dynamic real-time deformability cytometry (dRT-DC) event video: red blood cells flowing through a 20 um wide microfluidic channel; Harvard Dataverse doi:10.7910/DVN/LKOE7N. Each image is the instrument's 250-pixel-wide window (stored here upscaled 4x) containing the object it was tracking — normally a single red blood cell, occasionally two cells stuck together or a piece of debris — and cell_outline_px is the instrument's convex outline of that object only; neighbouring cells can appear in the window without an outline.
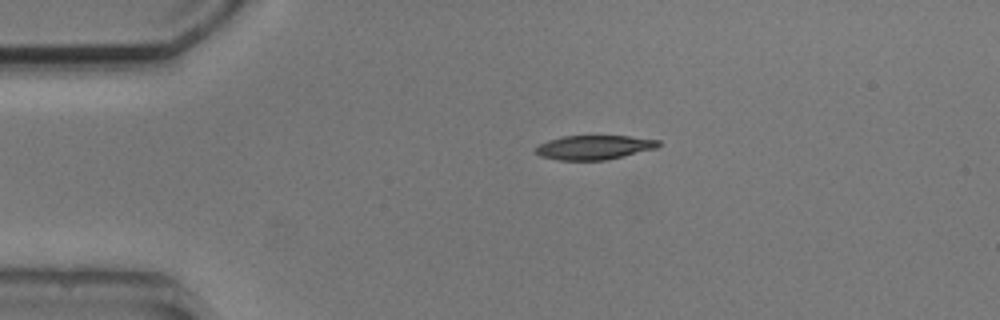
{"species": "common noctule bat (a hibernating species)", "species_latin": "Nyctalus noctula", "temperature_condition": "cold", "stored_images_in_passage": 2, "camera_frame_rate_fps": 3000, "um_per_image_px": 0.085, "animal": {"sex": "male", "body_mass_g": 20.5, "forearm_length_mm": 52.5}, "frame": {"image": 1, "passage_image": 2, "time_ms": 1.333, "image_size_px": [1000, 320], "cell_outline_px": [[660, 144], [656, 148], [624, 156], [604, 160], [560, 160], [540, 156], [536, 152], [536, 148], [540, 144], [548, 140], [564, 136], [628, 136], [660, 140]], "centroid_in_image_um": [50.51, 12.52], "position_along_channel_um": 34.5, "area_um2": 17.17}}